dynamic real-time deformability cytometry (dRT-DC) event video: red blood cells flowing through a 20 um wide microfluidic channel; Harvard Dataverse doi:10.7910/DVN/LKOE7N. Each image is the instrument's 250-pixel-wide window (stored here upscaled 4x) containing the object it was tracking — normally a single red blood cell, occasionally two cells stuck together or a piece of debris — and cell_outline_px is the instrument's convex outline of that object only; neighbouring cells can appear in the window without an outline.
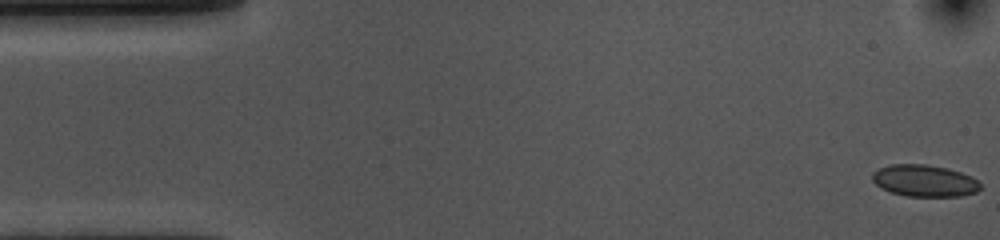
{"species": "common noctule bat (a hibernating species)", "species_latin": "Nyctalus noctula", "temperature_condition": "cold", "stored_images_in_passage": 47, "camera_frame_rate_fps": 3000, "um_per_image_px": 0.085, "animal": {"sex": "female", "body_mass_g": 10.0, "forearm_length_mm": 53.1}, "frame": {"image": 1, "passage_image": 1, "time_ms": 0.0, "image_size_px": [1000, 240], "cell_outline_px": [[980, 188], [976, 192], [960, 196], [908, 196], [892, 192], [880, 188], [872, 180], [872, 172], [880, 168], [892, 164], [924, 164], [948, 168], [972, 176], [980, 184]], "centroid_in_image_um": [78.57, 15.36], "position_along_channel_um": 6.4, "area_um2": 19.94}}
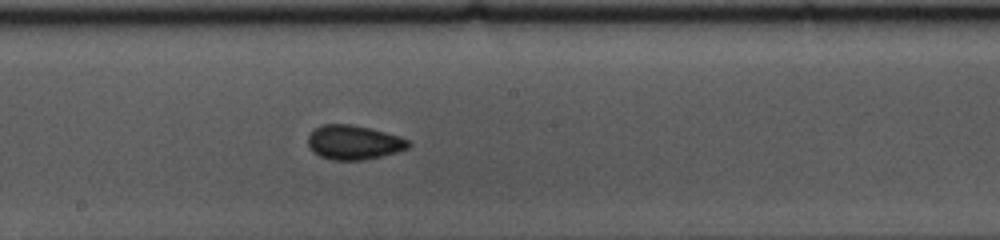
{"frame": {"image": 2, "passage_image": 28, "time_ms": 9.0, "image_size_px": [1000, 240], "cell_outline_px": [[412, 144], [408, 148], [396, 152], [364, 160], [332, 160], [320, 156], [312, 152], [308, 144], [308, 136], [320, 124], [348, 124], [368, 128], [384, 132], [408, 140]], "centroid_in_image_um": [30.03, 12.11], "position_along_channel_um": 218.2, "area_um2": 19.88}}
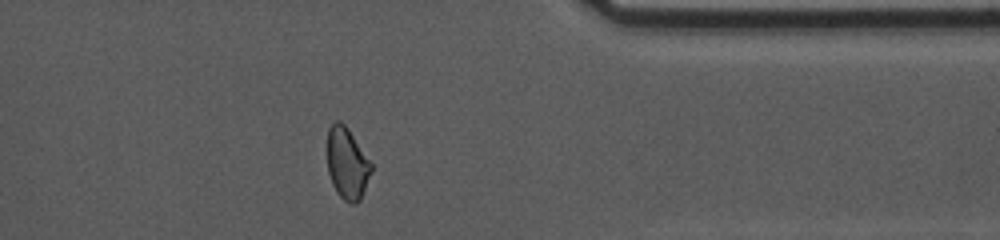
{"frame": {"image": 3, "passage_image": 43, "time_ms": 14.0, "image_size_px": [1000, 240], "cell_outline_px": [[372, 172], [360, 200], [356, 204], [352, 204], [344, 200], [340, 196], [332, 184], [328, 172], [328, 128], [336, 120], [340, 120], [348, 128], [372, 164]], "centroid_in_image_um": [29.51, 13.9], "position_along_channel_um": 381.9, "area_um2": 18.26}, "authors_computed_cell_mechanics": {"area_um2": 19.652, "velocity_mm_per_s": 3.6186, "shape_relaxation_time_tau1_ms": 8.9158, "shape_relaxation_time_tau2_ms": 1.3522, "deformation_change_tau1": 0.1, "deformation_change_tau2": 0.048}}